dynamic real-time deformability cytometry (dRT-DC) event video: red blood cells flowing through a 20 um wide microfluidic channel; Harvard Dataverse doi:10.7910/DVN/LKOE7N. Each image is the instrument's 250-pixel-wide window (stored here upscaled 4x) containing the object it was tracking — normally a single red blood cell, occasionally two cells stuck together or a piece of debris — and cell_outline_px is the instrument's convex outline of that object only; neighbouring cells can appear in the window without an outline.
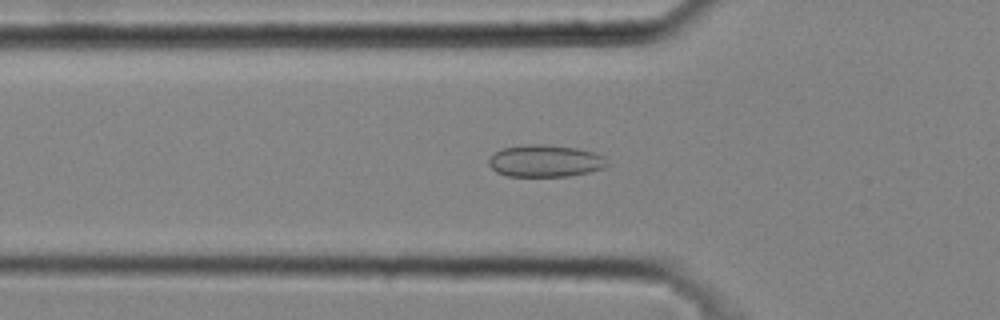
{"species": "common noctule bat (a hibernating species)", "species_latin": "Nyctalus noctula", "temperature_condition": "cold", "stored_images_in_passage": 42, "camera_frame_rate_fps": 3000, "um_per_image_px": 0.085, "animal": {"sex": "male", "body_mass_g": 20.4}, "frame": {"image": 1, "passage_image": 14, "time_ms": 4.333, "image_size_px": [1000, 320], "cell_outline_px": [[612, 164], [604, 168], [588, 172], [568, 176], [508, 176], [496, 172], [488, 164], [488, 160], [492, 152], [504, 148], [528, 144], [544, 144], [576, 148], [592, 152], [604, 156]], "centroid_in_image_um": [46.35, 13.68], "position_along_channel_um": 79.5, "area_um2": 22.31}}
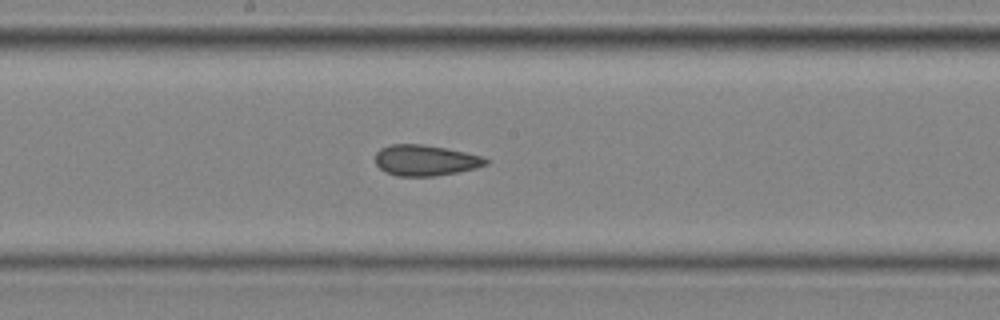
{"frame": {"image": 2, "passage_image": 23, "time_ms": 7.333, "image_size_px": [1000, 320], "cell_outline_px": [[492, 160], [488, 164], [476, 168], [436, 176], [396, 176], [384, 172], [376, 164], [376, 152], [380, 148], [392, 144], [424, 144], [448, 148], [484, 156]], "centroid_in_image_um": [36.2, 13.62], "position_along_channel_um": 212.0, "area_um2": 20.17}}
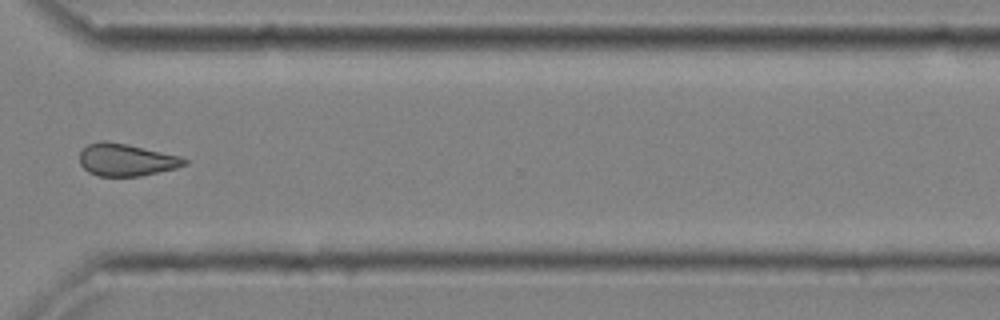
{"frame": {"image": 3, "passage_image": 33, "time_ms": 10.667, "image_size_px": [1000, 320], "cell_outline_px": [[188, 164], [176, 168], [140, 176], [96, 176], [88, 172], [80, 164], [80, 152], [88, 144], [100, 140], [104, 140], [128, 144], [180, 156], [188, 160]], "centroid_in_image_um": [10.72, 13.58], "position_along_channel_um": 359.9, "area_um2": 19.83}}